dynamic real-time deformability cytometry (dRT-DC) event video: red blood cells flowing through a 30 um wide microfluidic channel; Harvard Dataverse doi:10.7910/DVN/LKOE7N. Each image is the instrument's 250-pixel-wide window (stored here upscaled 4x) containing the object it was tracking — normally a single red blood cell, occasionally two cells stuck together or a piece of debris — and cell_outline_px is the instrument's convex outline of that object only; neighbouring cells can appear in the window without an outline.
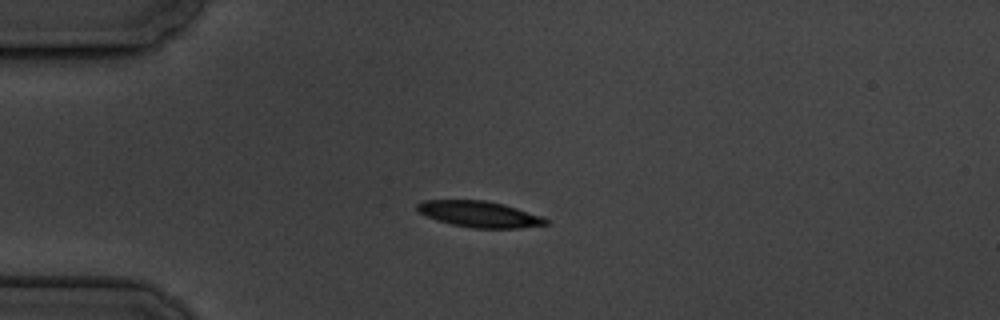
{"species": "common noctule bat (a hibernating species)", "species_latin": "Nyctalus noctula", "temperature_condition": "cold", "stored_images_in_passage": 7, "camera_frame_rate_fps": 3000, "um_per_image_px": 0.085, "animal": {"sex": "male", "body_mass_g": 19.5, "forearm_length_mm": 54.6}, "frame": {"image": 1, "passage_image": 4, "time_ms": 3.667, "image_size_px": [1000, 320], "cell_outline_px": [[548, 224], [520, 228], [472, 228], [452, 224], [436, 220], [420, 212], [416, 208], [416, 204], [424, 200], [484, 200], [504, 204], [540, 216], [548, 220]], "centroid_in_image_um": [40.73, 18.2], "position_along_channel_um": 44.3, "area_um2": 19.36}}
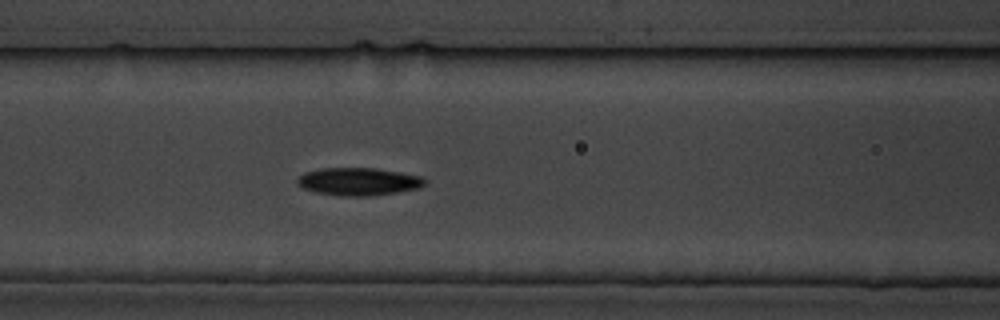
{"frame": {"image": 2, "passage_image": 7, "time_ms": 7.0, "image_size_px": [1000, 320], "cell_outline_px": [[428, 180], [420, 188], [396, 192], [368, 196], [344, 196], [316, 192], [304, 188], [296, 184], [296, 176], [304, 172], [320, 168], [376, 168], [424, 176]], "centroid_in_image_um": [30.47, 15.42], "position_along_channel_um": 136.1, "area_um2": 20.81}}